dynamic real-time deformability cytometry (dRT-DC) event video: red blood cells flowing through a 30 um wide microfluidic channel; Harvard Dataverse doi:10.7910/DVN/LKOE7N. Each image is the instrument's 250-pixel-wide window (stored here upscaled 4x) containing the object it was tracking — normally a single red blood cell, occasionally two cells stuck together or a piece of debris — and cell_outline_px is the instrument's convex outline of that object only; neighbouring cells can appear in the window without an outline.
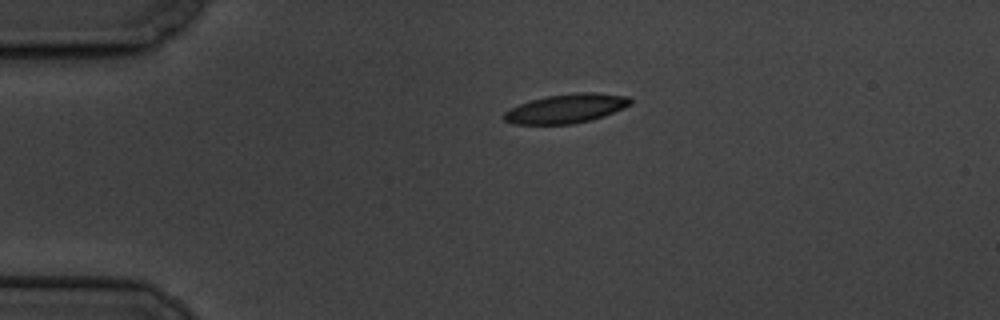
{"species": "common noctule bat (a hibernating species)", "species_latin": "Nyctalus noctula", "temperature_condition": "cold", "stored_images_in_passage": 6, "camera_frame_rate_fps": 3000, "um_per_image_px": 0.085, "animal": {"sex": "male", "body_mass_g": 19.5, "forearm_length_mm": 54.6}, "frame": {"image": 1, "passage_image": 6, "time_ms": 6.0, "image_size_px": [1000, 320], "cell_outline_px": [[632, 104], [624, 108], [604, 116], [592, 120], [572, 124], [516, 124], [504, 120], [504, 112], [520, 104], [532, 100], [548, 96], [576, 92], [592, 92], [628, 96], [632, 100]], "centroid_in_image_um": [48.18, 9.22], "position_along_channel_um": 36.8, "area_um2": 21.33}}